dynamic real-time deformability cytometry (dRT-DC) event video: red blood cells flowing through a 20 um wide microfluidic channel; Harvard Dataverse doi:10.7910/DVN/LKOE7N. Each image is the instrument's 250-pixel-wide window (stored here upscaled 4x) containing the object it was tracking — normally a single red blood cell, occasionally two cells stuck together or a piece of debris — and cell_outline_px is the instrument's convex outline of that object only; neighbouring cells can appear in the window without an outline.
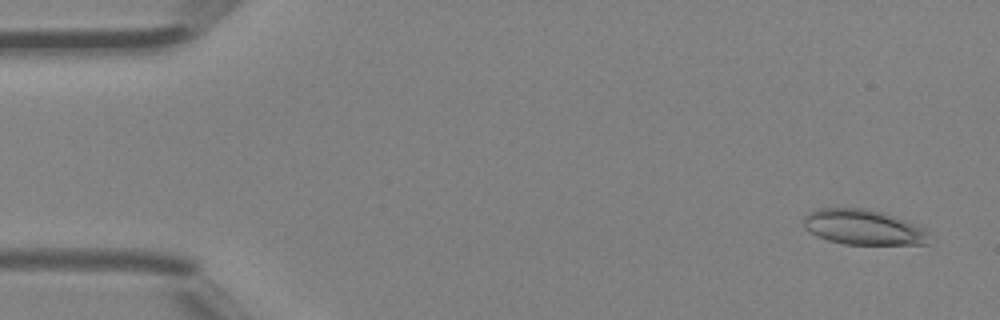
{"species": "Egyptian fruit bat (a non-hibernating species)", "species_latin": "Rousettus aegyptiacus", "temperature_condition": "room temperature", "stored_images_in_passage": 45, "camera_frame_rate_fps": 3000, "um_per_image_px": 0.085, "animal": {"sex": "female"}, "frame": {"image": 1, "passage_image": 2, "time_ms": 0.333, "image_size_px": [1000, 320], "cell_outline_px": [[932, 232], [928, 244], [844, 244], [828, 240], [816, 236], [804, 228], [804, 216], [808, 212], [820, 208], [864, 208], [880, 212], [904, 220], [924, 228]], "centroid_in_image_um": [73.39, 19.32], "position_along_channel_um": 11.6, "area_um2": 25.78}}
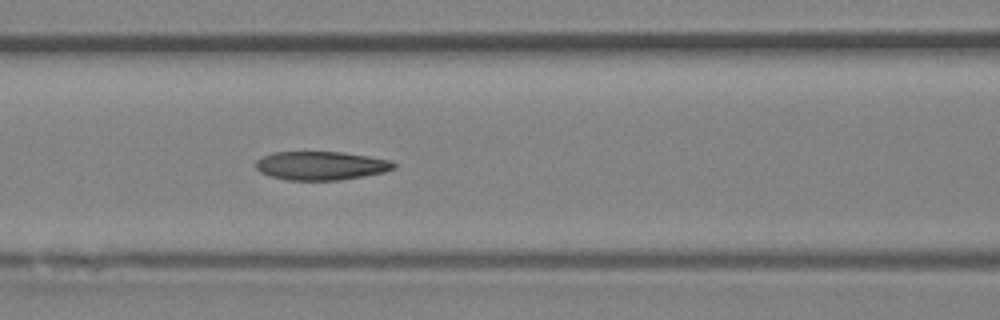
{"frame": {"image": 2, "passage_image": 19, "time_ms": 6.0, "image_size_px": [1000, 320], "cell_outline_px": [[396, 168], [384, 172], [364, 176], [340, 180], [288, 180], [268, 176], [260, 172], [256, 168], [256, 160], [272, 152], [344, 152], [368, 156], [388, 160], [396, 164]], "centroid_in_image_um": [27.27, 14.08], "position_along_channel_um": 139.3, "area_um2": 23.06}}
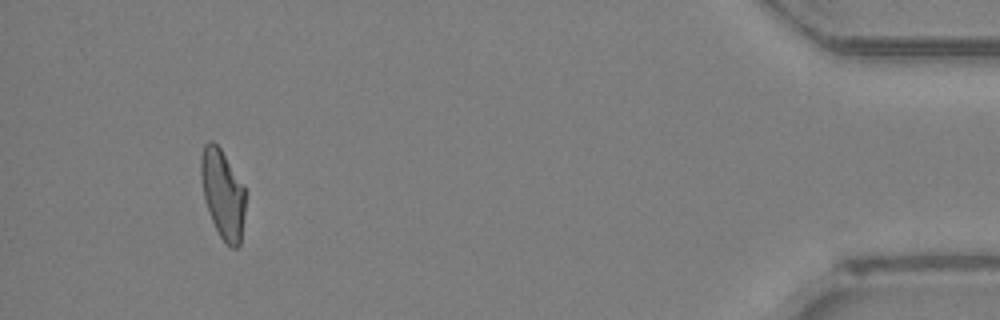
{"frame": {"image": 3, "passage_image": 42, "time_ms": 13.667, "image_size_px": [1000, 320], "cell_outline_px": [[244, 212], [240, 244], [236, 248], [232, 248], [220, 236], [212, 220], [204, 196], [200, 176], [200, 156], [204, 144], [208, 140], [212, 140], [220, 148], [244, 184]], "centroid_in_image_um": [18.92, 16.43], "position_along_channel_um": 416.3, "area_um2": 22.83}, "authors_computed_cell_mechanics": {"area_um2": 23.8136, "velocity_mm_per_s": 4.5467, "shape_relaxation_time_tau1_ms": null, "shape_relaxation_time_tau2_ms": 5.7736, "deformation_change_tau1": null, "deformation_change_tau2": 0.1523}}